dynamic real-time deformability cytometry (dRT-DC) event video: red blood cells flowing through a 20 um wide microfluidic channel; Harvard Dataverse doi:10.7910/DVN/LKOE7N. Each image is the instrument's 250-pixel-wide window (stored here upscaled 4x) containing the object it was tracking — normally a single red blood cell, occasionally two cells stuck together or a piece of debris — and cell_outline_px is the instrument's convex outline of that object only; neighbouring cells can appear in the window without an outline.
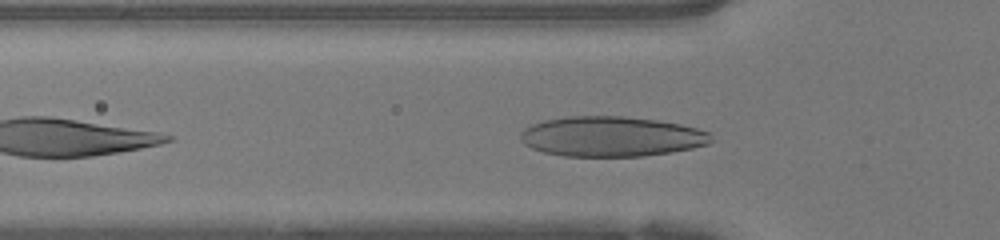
{"species": "human", "species_latin": "Homo sapiens", "temperature_condition": "warm", "stored_images_in_passage": 26, "camera_frame_rate_fps": 3000, "um_per_image_px": 0.085, "donor": {"sex": "female"}, "frame": {"image": 1, "passage_image": 2, "time_ms": 0.333, "image_size_px": [1000, 240], "cell_outline_px": [[712, 140], [708, 144], [692, 148], [644, 156], [564, 156], [544, 152], [532, 148], [524, 144], [520, 140], [520, 132], [524, 128], [532, 124], [544, 120], [568, 116], [624, 116], [656, 120], [680, 124], [696, 128], [708, 132]], "centroid_in_image_um": [51.92, 11.6], "position_along_channel_um": 73.9, "area_um2": 44.45}}
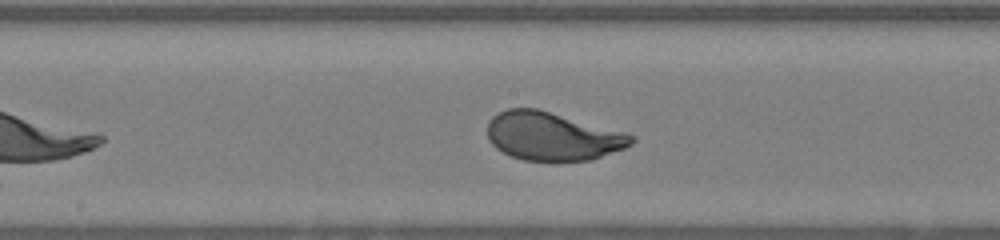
{"frame": {"image": 2, "passage_image": 11, "time_ms": 3.333, "image_size_px": [1000, 240], "cell_outline_px": [[636, 140], [632, 144], [624, 148], [592, 160], [524, 160], [512, 156], [496, 148], [492, 144], [488, 136], [488, 120], [492, 116], [508, 108], [536, 108], [628, 132], [636, 136]], "centroid_in_image_um": [47.0, 11.57], "position_along_channel_um": 201.2, "area_um2": 40.58}}
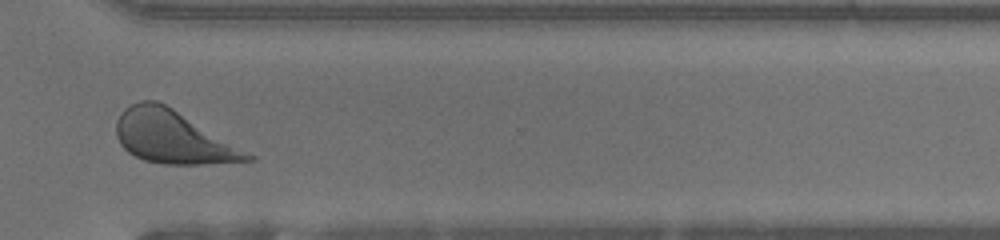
{"frame": {"image": 3, "passage_image": 22, "time_ms": 7.0, "image_size_px": [1000, 240], "cell_outline_px": [[256, 160], [200, 164], [164, 164], [144, 160], [128, 152], [120, 144], [116, 136], [116, 120], [120, 112], [124, 108], [140, 100], [156, 100], [172, 108], [256, 156]], "centroid_in_image_um": [14.66, 11.65], "position_along_channel_um": 355.9, "area_um2": 40.0}, "authors_computed_cell_mechanics": {"area_um2": 40.8935, "velocity_mm_per_s": 4.221, "shape_relaxation_time_tau1_ms": 2.943, "shape_relaxation_time_tau2_ms": null, "deformation_change_tau1": 0.1927, "deformation_change_tau2": null}}